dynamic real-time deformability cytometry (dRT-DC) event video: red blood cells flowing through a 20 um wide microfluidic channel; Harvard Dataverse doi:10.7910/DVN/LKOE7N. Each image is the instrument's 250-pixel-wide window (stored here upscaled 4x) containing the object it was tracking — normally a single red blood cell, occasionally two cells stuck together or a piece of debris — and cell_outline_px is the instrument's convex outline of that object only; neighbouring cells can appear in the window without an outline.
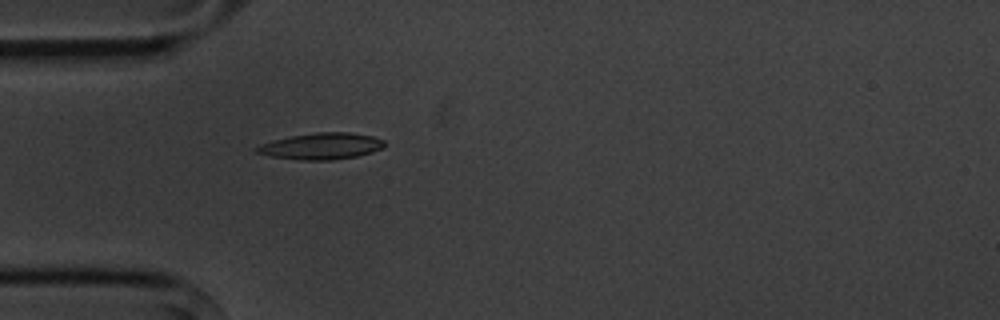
{"species": "common noctule bat (a hibernating species)", "species_latin": "Nyctalus noctula", "temperature_condition": "cold", "stored_images_in_passage": 1, "camera_frame_rate_fps": 3000, "um_per_image_px": 0.085, "animal": {"sex": "male", "body_mass_g": 20.1, "forearm_length_mm": 53.5}, "frame": {"image": 1, "passage_image": 1, "time_ms": 0.0, "image_size_px": [1000, 320], "cell_outline_px": [[384, 144], [380, 148], [372, 152], [356, 156], [332, 160], [304, 160], [272, 156], [252, 152], [252, 148], [260, 144], [272, 140], [292, 136], [316, 132], [348, 132], [372, 136], [384, 140]], "centroid_in_image_um": [27.25, 12.42], "position_along_channel_um": 57.8, "area_um2": 19.59}}